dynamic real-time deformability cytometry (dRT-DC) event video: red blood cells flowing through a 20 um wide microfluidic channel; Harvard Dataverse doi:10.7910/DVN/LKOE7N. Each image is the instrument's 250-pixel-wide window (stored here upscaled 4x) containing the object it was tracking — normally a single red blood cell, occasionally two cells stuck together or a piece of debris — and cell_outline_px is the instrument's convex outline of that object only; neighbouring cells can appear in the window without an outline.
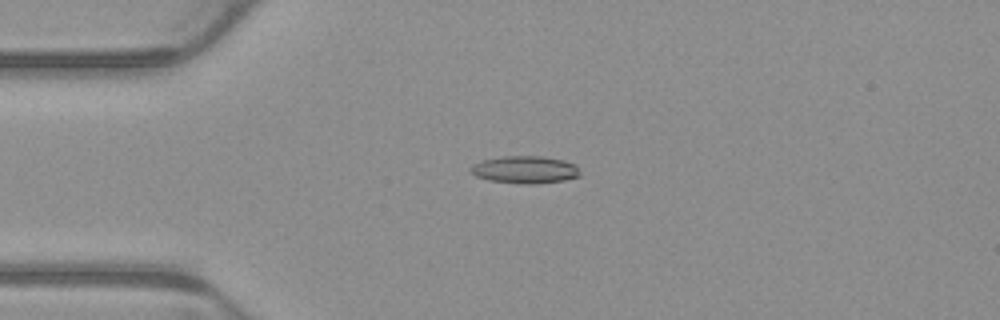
{"species": "common noctule bat (a hibernating species)", "species_latin": "Nyctalus noctula", "temperature_condition": "warm", "stored_images_in_passage": 5, "camera_frame_rate_fps": 3000, "um_per_image_px": 0.085, "animal": {"sex": "male", "body_mass_g": 23.1, "forearm_length_mm": 52.7}, "frame": {"image": 1, "passage_image": 4, "time_ms": 1.0, "image_size_px": [1000, 320], "cell_outline_px": [[580, 176], [564, 180], [536, 184], [524, 184], [488, 180], [476, 176], [468, 172], [468, 168], [472, 164], [480, 160], [504, 156], [544, 156], [564, 160], [576, 164], [580, 172]], "centroid_in_image_um": [44.59, 14.42], "position_along_channel_um": 40.4, "area_um2": 17.8}}